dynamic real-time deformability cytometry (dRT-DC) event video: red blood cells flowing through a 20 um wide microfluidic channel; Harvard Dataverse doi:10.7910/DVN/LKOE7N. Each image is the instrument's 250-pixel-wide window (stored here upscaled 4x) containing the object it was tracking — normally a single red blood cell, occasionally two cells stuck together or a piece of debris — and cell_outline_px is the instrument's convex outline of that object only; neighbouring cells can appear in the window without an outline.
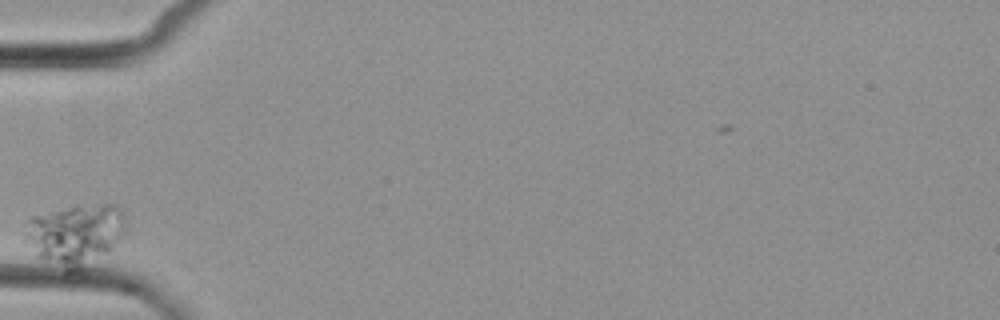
{"species": "common noctule bat (a hibernating species)", "species_latin": "Nyctalus noctula", "temperature_condition": "cold", "stored_images_in_passage": 4, "camera_frame_rate_fps": 3000, "um_per_image_px": 0.085, "animal": {"sex": "female", "body_mass_g": 29.2, "forearm_length_mm": 56.3}, "frame": {"image": 1, "passage_image": 1, "time_ms": 0.0, "image_size_px": [1000, 320], "cell_outline_px": [[128, 220], [124, 232], [112, 248], [108, 252], [72, 280], [68, 280], [36, 256], [24, 240], [24, 232], [28, 220], [32, 216], [68, 208], [104, 204], [116, 204], [124, 212]], "centroid_in_image_um": [6.38, 20.1], "position_along_channel_um": 78.6, "area_um2": 37.8}}
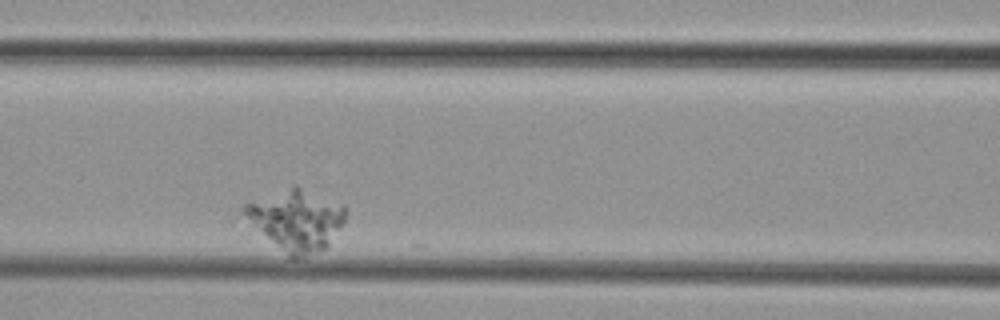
{"frame": {"image": 2, "passage_image": 3, "time_ms": 2.333, "image_size_px": [1000, 320], "cell_outline_px": [[344, 220], [328, 248], [296, 260], [292, 260], [240, 212], [244, 204], [292, 184], [296, 184], [344, 204]], "centroid_in_image_um": [25.2, 18.68], "position_along_channel_um": 141.4, "area_um2": 36.07}}